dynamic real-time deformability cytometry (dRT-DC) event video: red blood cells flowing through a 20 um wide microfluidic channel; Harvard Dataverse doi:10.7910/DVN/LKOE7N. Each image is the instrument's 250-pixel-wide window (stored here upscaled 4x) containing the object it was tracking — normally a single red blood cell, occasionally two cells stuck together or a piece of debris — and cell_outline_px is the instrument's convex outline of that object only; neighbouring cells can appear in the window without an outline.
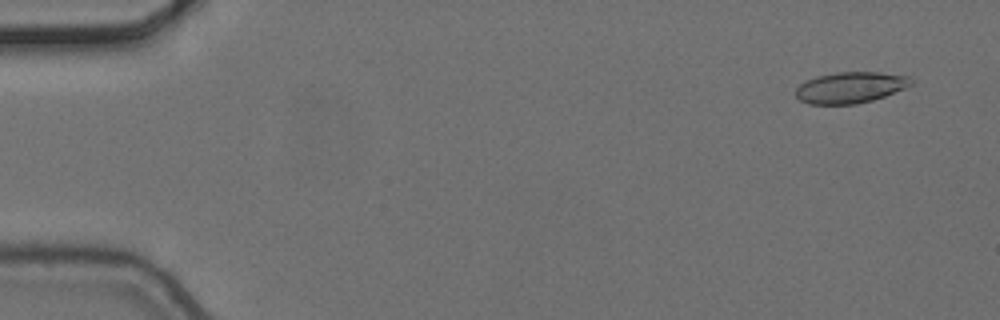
{"species": "common noctule bat (a hibernating species)", "species_latin": "Nyctalus noctula", "temperature_condition": "cold", "stored_images_in_passage": 3, "camera_frame_rate_fps": 3000, "um_per_image_px": 0.085, "animal": {"sex": "female", "body_mass_g": 24.6, "forearm_length_mm": 56.2}, "frame": {"image": 1, "passage_image": 1, "time_ms": 0.0, "image_size_px": [1000, 320], "cell_outline_px": [[912, 84], [904, 88], [884, 96], [872, 100], [856, 104], [808, 104], [800, 100], [796, 96], [796, 88], [800, 84], [816, 76], [840, 72], [880, 72], [908, 76], [912, 80]], "centroid_in_image_um": [72.27, 7.44], "position_along_channel_um": 12.7, "area_um2": 20.75}}
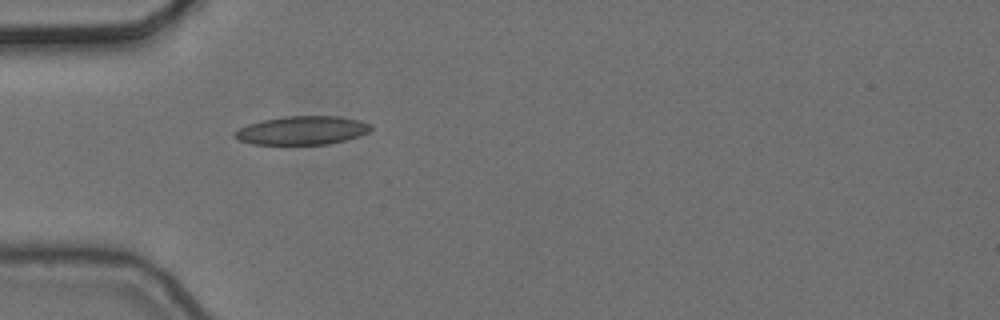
{"frame": {"image": 2, "passage_image": 3, "time_ms": 0.667, "image_size_px": [1000, 320], "cell_outline_px": [[372, 128], [368, 132], [360, 136], [328, 144], [252, 144], [240, 140], [236, 136], [236, 132], [240, 128], [248, 124], [260, 120], [284, 116], [340, 116], [360, 120], [372, 124]], "centroid_in_image_um": [25.73, 11.07], "position_along_channel_um": 59.3, "area_um2": 22.6}}